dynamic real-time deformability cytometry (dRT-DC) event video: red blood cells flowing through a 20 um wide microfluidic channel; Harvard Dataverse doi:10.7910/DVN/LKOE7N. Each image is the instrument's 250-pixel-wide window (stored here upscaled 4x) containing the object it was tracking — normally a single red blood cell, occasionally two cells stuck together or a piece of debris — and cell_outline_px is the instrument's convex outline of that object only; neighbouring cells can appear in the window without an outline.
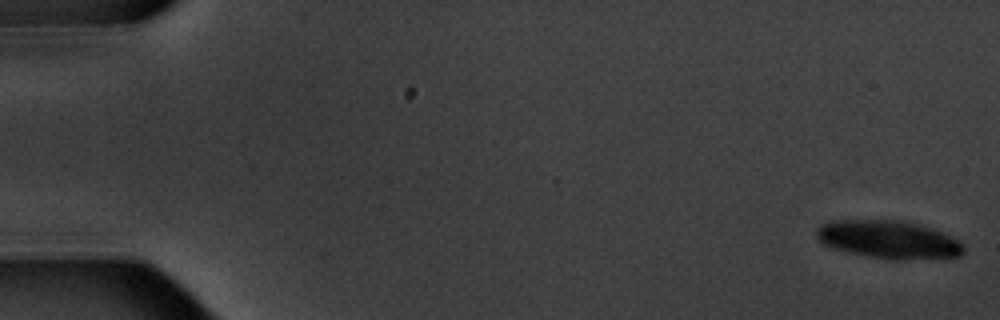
{"species": "common noctule bat (a hibernating species)", "species_latin": "Nyctalus noctula", "temperature_condition": "warm", "stored_images_in_passage": 5, "camera_frame_rate_fps": 3000, "um_per_image_px": 0.085, "animal": {"sex": "male", "body_mass_g": 20.1, "forearm_length_mm": 53.5}, "frame": {"image": 1, "passage_image": 1, "time_ms": 0.0, "image_size_px": [1000, 320], "cell_outline_px": [[964, 252], [960, 256], [904, 260], [896, 260], [868, 256], [848, 252], [824, 244], [816, 236], [816, 232], [820, 224], [828, 220], [896, 220], [920, 224], [940, 232], [956, 240], [964, 248]], "centroid_in_image_um": [75.49, 20.35], "position_along_channel_um": 9.5, "area_um2": 32.19}}